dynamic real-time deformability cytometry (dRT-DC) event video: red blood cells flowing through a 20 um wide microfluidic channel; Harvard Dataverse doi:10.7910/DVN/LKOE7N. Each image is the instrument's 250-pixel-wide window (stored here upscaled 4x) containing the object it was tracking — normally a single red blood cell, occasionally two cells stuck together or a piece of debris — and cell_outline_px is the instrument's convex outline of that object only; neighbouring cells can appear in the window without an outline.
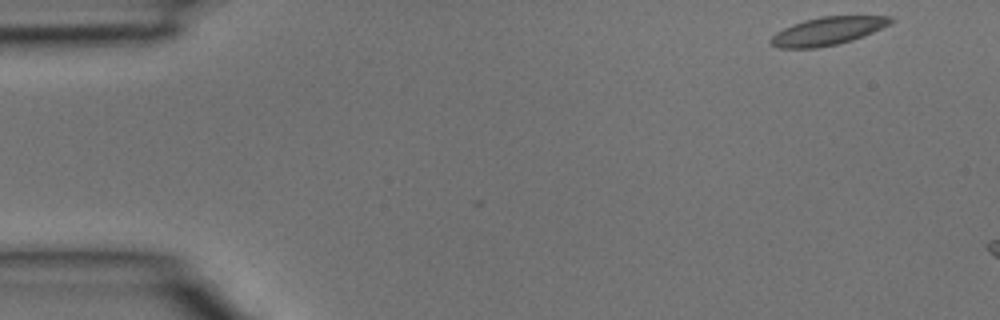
{"species": "common noctule bat (a hibernating species)", "species_latin": "Nyctalus noctula", "temperature_condition": "room temperature", "stored_images_in_passage": 6, "camera_frame_rate_fps": 3000, "um_per_image_px": 0.085, "animal": {"sex": "male", "body_mass_g": 15.6}, "frame": {"image": 1, "passage_image": 1, "time_ms": 0.0, "image_size_px": [1000, 320], "cell_outline_px": [[896, 20], [864, 36], [852, 40], [836, 44], [816, 48], [776, 48], [768, 44], [768, 40], [776, 32], [792, 24], [804, 20], [820, 16], [892, 16]], "centroid_in_image_um": [70.29, 2.64], "position_along_channel_um": 14.7, "area_um2": 19.65}}